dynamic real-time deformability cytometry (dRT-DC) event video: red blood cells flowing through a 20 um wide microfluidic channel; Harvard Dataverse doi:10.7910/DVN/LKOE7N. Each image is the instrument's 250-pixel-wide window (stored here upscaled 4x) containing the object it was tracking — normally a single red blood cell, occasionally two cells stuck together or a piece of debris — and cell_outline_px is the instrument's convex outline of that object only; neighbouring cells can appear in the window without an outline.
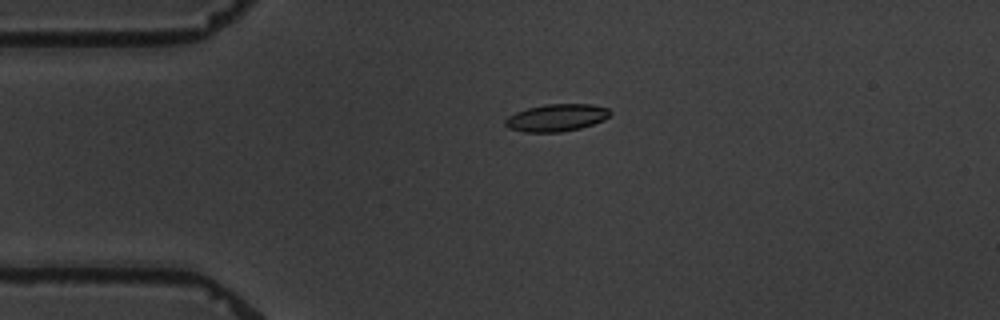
{"species": "common noctule bat (a hibernating species)", "species_latin": "Nyctalus noctula", "temperature_condition": "warm", "stored_images_in_passage": 5, "camera_frame_rate_fps": 3000, "um_per_image_px": 0.085, "animal": {"sex": "male", "body_mass_g": 19.5, "forearm_length_mm": 54.6}, "frame": {"image": 1, "passage_image": 4, "time_ms": 3.667, "image_size_px": [1000, 320], "cell_outline_px": [[612, 112], [604, 120], [580, 128], [560, 132], [524, 132], [508, 128], [504, 124], [504, 120], [508, 116], [516, 112], [528, 108], [544, 104], [592, 104], [608, 108]], "centroid_in_image_um": [47.29, 10.0], "position_along_channel_um": 37.7, "area_um2": 16.7}}